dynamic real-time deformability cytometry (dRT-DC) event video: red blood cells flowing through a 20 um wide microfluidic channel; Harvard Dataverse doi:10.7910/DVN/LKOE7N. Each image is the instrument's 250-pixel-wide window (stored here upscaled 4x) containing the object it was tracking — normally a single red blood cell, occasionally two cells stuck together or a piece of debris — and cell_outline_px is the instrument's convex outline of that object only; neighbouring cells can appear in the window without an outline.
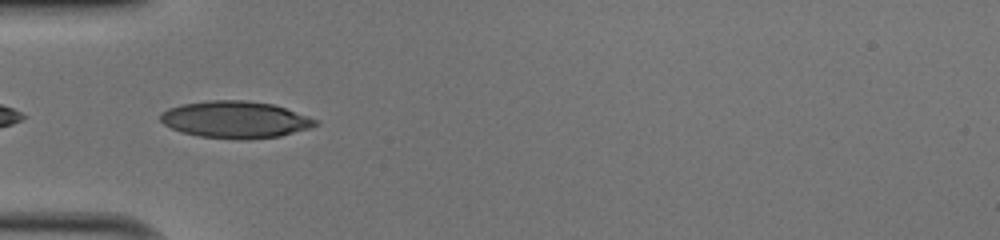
{"species": "human", "species_latin": "Homo sapiens", "temperature_condition": "cold", "stored_images_in_passage": 35, "camera_frame_rate_fps": 3000, "um_per_image_px": 0.085, "donor": {"sex": "male"}, "frame": {"image": 1, "passage_image": 2, "time_ms": 0.333, "image_size_px": [1000, 240], "cell_outline_px": [[320, 124], [308, 128], [280, 136], [248, 140], [240, 140], [200, 136], [184, 132], [172, 128], [164, 124], [160, 120], [160, 112], [168, 108], [180, 104], [208, 100], [244, 100], [272, 104], [320, 120]], "centroid_in_image_um": [20.0, 10.16], "position_along_channel_um": 65.0, "area_um2": 33.41}}
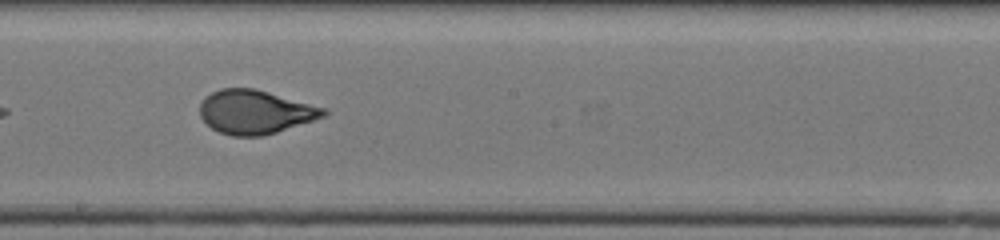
{"frame": {"image": 2, "passage_image": 14, "time_ms": 4.333, "image_size_px": [1000, 240], "cell_outline_px": [[328, 112], [324, 116], [276, 132], [260, 136], [232, 136], [220, 132], [212, 128], [200, 116], [200, 104], [204, 96], [220, 88], [252, 88], [268, 92], [328, 108]], "centroid_in_image_um": [21.68, 9.5], "position_along_channel_um": 226.5, "area_um2": 31.39}}
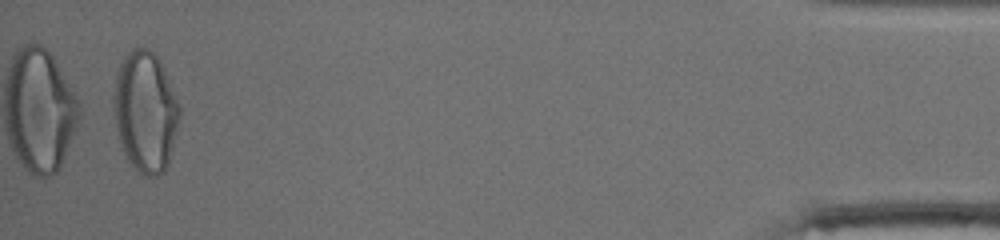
{"frame": {"image": 3, "passage_image": 34, "time_ms": 11.0, "image_size_px": [1000, 240], "cell_outline_px": [[180, 116], [168, 164], [164, 172], [156, 176], [144, 176], [128, 160], [124, 152], [120, 140], [112, 108], [112, 96], [116, 72], [124, 56], [132, 48], [148, 48], [160, 60], [164, 68], [180, 108]], "centroid_in_image_um": [12.34, 9.46], "position_along_channel_um": 422.9, "area_um2": 46.24}, "authors_computed_cell_mechanics": {"area_um2": 32.1946, "velocity_mm_per_s": 4.0925, "shape_relaxation_time_tau1_ms": 4.3492, "shape_relaxation_time_tau2_ms": null, "deformation_change_tau1": 0.1931, "deformation_change_tau2": null}}